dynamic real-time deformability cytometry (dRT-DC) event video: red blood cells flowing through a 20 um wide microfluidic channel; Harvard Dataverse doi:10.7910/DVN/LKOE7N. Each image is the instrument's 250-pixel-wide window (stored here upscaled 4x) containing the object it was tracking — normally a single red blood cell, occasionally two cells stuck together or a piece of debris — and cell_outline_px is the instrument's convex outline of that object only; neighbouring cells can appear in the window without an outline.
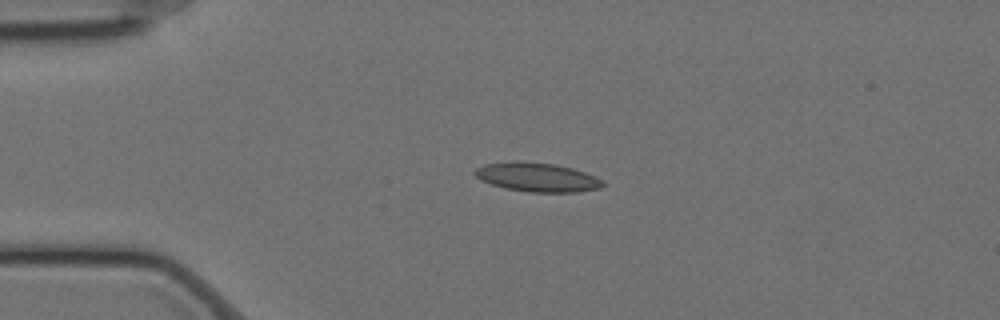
{"species": "Egyptian fruit bat (a non-hibernating species)", "species_latin": "Rousettus aegyptiacus", "temperature_condition": "cold", "stored_images_in_passage": 46, "camera_frame_rate_fps": 3000, "um_per_image_px": 0.085, "animal": {"sex": "female"}, "frame": {"image": 1, "passage_image": 1, "time_ms": 0.0, "image_size_px": [1000, 320], "cell_outline_px": [[604, 184], [600, 188], [576, 192], [528, 192], [504, 188], [480, 180], [472, 172], [476, 168], [484, 164], [516, 160], [552, 164], [572, 168], [584, 172], [604, 180]], "centroid_in_image_um": [45.62, 15.06], "position_along_channel_um": 39.4, "area_um2": 21.68}}
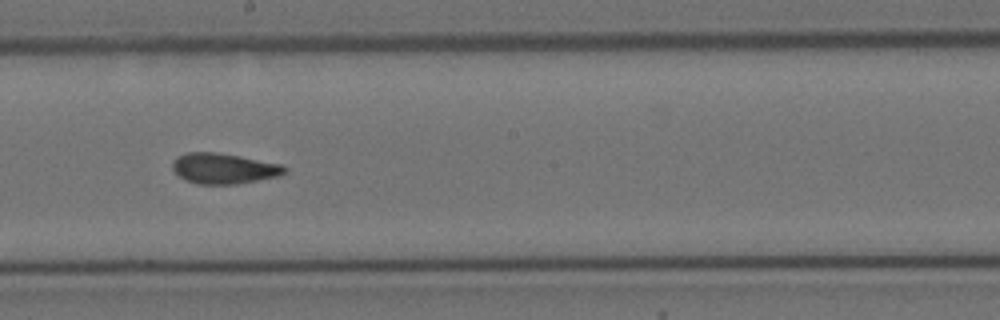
{"frame": {"image": 2, "passage_image": 20, "time_ms": 6.333, "image_size_px": [1000, 320], "cell_outline_px": [[288, 172], [280, 176], [236, 184], [196, 184], [184, 180], [172, 168], [172, 160], [176, 156], [188, 152], [216, 152], [280, 164], [288, 168]], "centroid_in_image_um": [19.01, 14.32], "position_along_channel_um": 229.2, "area_um2": 20.0}}
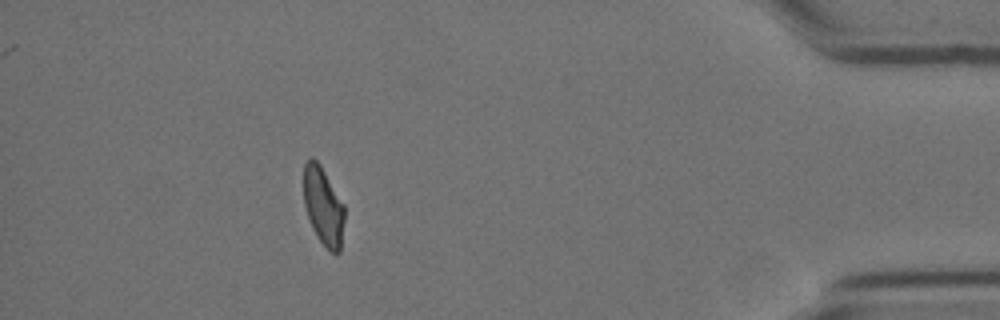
{"frame": {"image": 3, "passage_image": 40, "time_ms": 13.0, "image_size_px": [1000, 320], "cell_outline_px": [[344, 220], [340, 252], [336, 256], [316, 236], [312, 228], [304, 204], [304, 164], [308, 156], [312, 156], [320, 164], [344, 204]], "centroid_in_image_um": [27.48, 17.5], "position_along_channel_um": 407.7, "area_um2": 18.61}, "authors_computed_cell_mechanics": {"area_um2": 19.9699, "velocity_mm_per_s": 3.4581, "shape_relaxation_time_tau1_ms": 8.4091, "shape_relaxation_time_tau2_ms": 2.0988, "deformation_change_tau1": 0.1547, "deformation_change_tau2": 0.071}}